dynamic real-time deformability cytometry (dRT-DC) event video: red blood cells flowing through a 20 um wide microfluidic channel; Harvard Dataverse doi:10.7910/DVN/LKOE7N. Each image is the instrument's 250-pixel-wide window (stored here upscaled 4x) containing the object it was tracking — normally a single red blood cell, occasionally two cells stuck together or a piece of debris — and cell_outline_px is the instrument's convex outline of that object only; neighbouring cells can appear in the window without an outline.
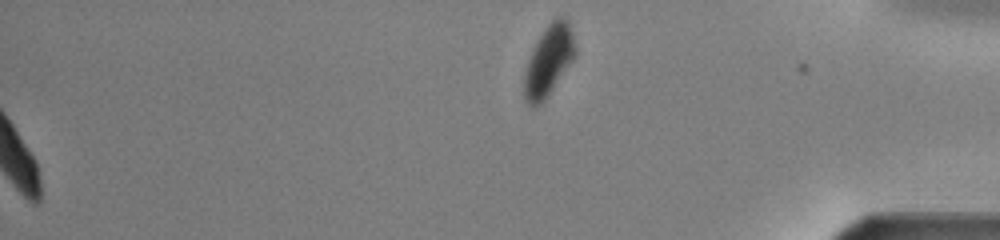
{"species": "common noctule bat (a hibernating species)", "species_latin": "Nyctalus noctula", "temperature_condition": "warm", "stored_images_in_passage": 42, "segment_of_instrument_passage": [2, 2], "camera_frame_rate_fps": 3000, "um_per_image_px": 0.085, "animal": {"sex": "male", "body_mass_g": 13.0, "forearm_length_mm": 53.1}, "frame": {"image": 1, "passage_image": 42, "time_ms": 13.667, "image_size_px": [1000, 240], "cell_outline_px": [[576, 56], [548, 96], [536, 108], [532, 108], [524, 100], [524, 72], [532, 48], [544, 28], [552, 20], [560, 16], [564, 16], [568, 20], [572, 32], [576, 48]], "centroid_in_image_um": [46.63, 5.17], "position_along_channel_um": 388.6, "area_um2": 21.27}}